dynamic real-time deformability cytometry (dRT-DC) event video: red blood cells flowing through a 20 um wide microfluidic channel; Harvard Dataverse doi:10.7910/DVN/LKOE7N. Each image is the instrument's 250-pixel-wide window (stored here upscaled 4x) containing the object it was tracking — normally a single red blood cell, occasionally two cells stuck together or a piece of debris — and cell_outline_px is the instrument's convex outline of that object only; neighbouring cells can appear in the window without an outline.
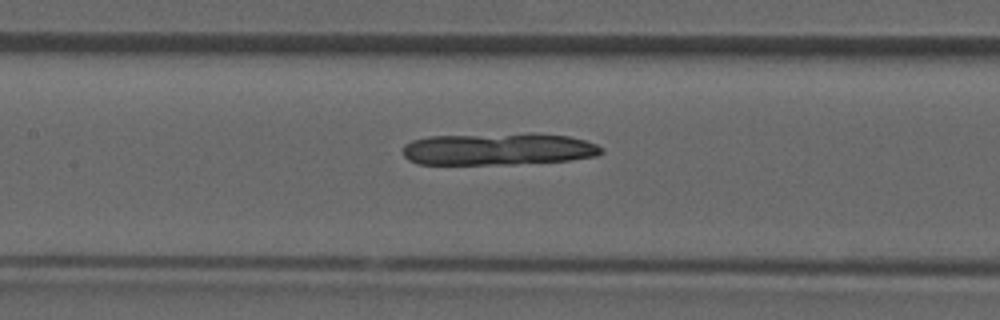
{"species": "common noctule bat (a hibernating species)", "species_latin": "Nyctalus noctula", "temperature_condition": "room temperature", "stored_images_in_passage": 34, "camera_frame_rate_fps": 3000, "um_per_image_px": 0.085, "animal": {"sex": "male", "forearm_length_mm": 52.5}, "frame": {"image": 1, "passage_image": 18, "time_ms": 5.667, "image_size_px": [1000, 320], "cell_outline_px": [[604, 152], [596, 156], [568, 160], [516, 164], [416, 164], [408, 160], [404, 156], [404, 144], [412, 140], [428, 136], [568, 136], [584, 140], [596, 144], [604, 148]], "centroid_in_image_um": [42.31, 12.72], "position_along_channel_um": 165.1, "area_um2": 35.72}}